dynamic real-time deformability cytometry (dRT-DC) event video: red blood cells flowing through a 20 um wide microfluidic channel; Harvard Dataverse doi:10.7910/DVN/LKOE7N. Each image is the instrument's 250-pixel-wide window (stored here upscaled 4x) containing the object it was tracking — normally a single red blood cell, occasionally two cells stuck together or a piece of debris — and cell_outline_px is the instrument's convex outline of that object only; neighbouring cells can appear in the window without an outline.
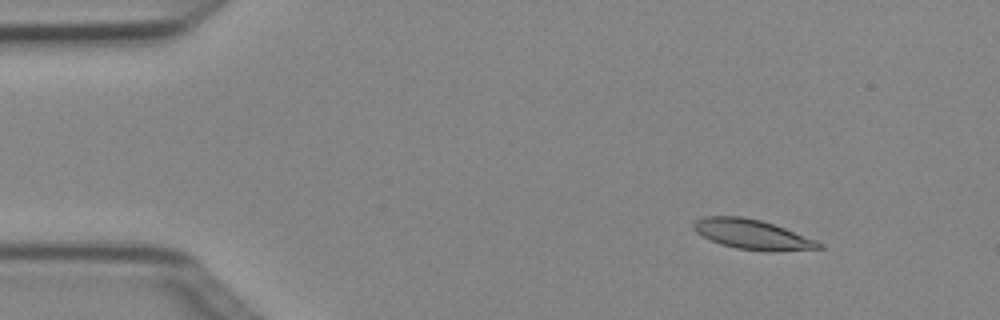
{"species": "Egyptian fruit bat (a non-hibernating species)", "species_latin": "Rousettus aegyptiacus", "temperature_condition": "cold", "stored_images_in_passage": 6, "camera_frame_rate_fps": 3000, "um_per_image_px": 0.085, "animal": {"sex": "female"}, "frame": {"image": 1, "passage_image": 2, "time_ms": 0.333, "image_size_px": [1000, 320], "cell_outline_px": [[824, 248], [772, 252], [768, 252], [736, 248], [720, 244], [696, 232], [692, 228], [692, 224], [696, 220], [704, 216], [740, 216], [760, 220], [784, 228], [816, 240], [824, 244]], "centroid_in_image_um": [63.95, 19.93], "position_along_channel_um": 21.0, "area_um2": 21.73}}
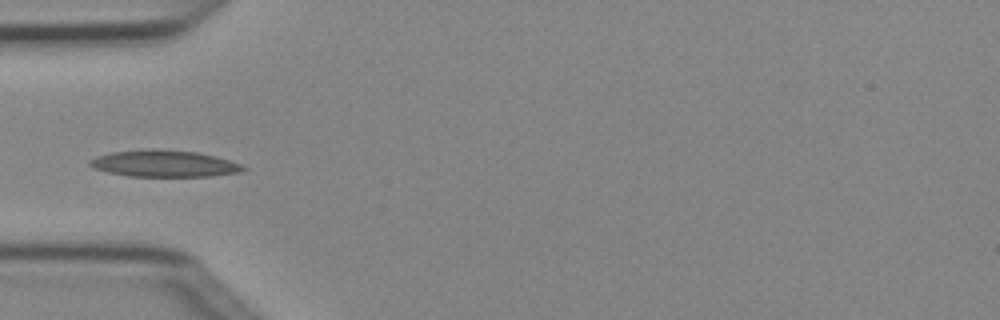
{"frame": {"image": 2, "passage_image": 5, "time_ms": 1.333, "image_size_px": [1000, 320], "cell_outline_px": [[248, 168], [240, 172], [212, 176], [128, 176], [108, 172], [92, 168], [88, 164], [88, 160], [96, 156], [112, 152], [152, 148], [160, 148], [196, 152], [216, 156], [240, 164]], "centroid_in_image_um": [13.92, 13.89], "position_along_channel_um": 71.1, "area_um2": 23.99}}
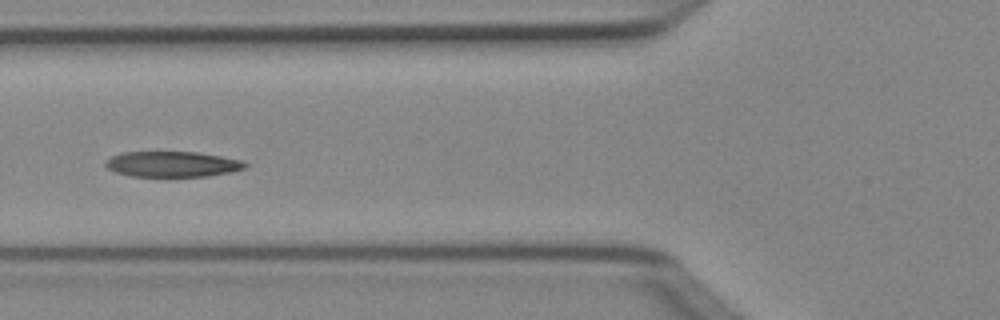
{"frame": {"image": 3, "passage_image": 6, "time_ms": 1.667, "image_size_px": [1000, 320], "cell_outline_px": [[248, 164], [244, 168], [232, 172], [208, 176], [132, 176], [116, 172], [108, 168], [104, 164], [104, 160], [112, 156], [124, 152], [196, 152], [220, 156], [240, 160]], "centroid_in_image_um": [14.63, 13.95], "position_along_channel_um": 111.2, "area_um2": 20.63}}